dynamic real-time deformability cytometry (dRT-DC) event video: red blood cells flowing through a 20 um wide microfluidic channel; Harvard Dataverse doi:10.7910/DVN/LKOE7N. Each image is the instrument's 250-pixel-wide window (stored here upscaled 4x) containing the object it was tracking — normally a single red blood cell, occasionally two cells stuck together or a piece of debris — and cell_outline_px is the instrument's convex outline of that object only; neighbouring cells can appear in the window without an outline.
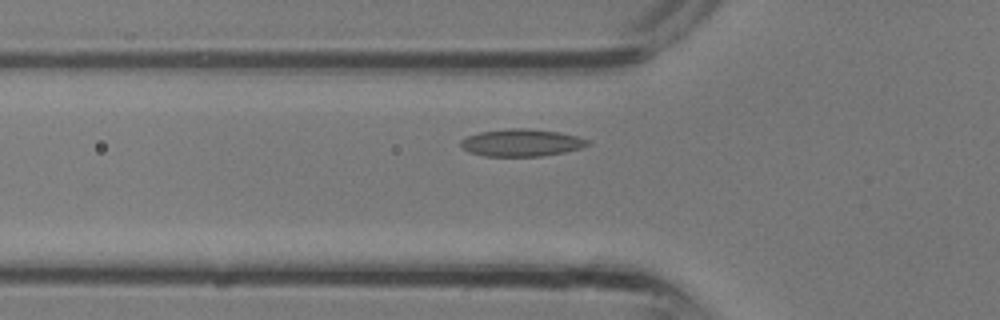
{"species": "common noctule bat (a hibernating species)", "species_latin": "Nyctalus noctula", "temperature_condition": "room temperature", "stored_images_in_passage": 26, "camera_frame_rate_fps": 3000, "um_per_image_px": 0.085, "animal": {"sex": "male", "body_mass_g": 13.3}, "frame": {"image": 1, "passage_image": 6, "time_ms": 1.667, "image_size_px": [1000, 320], "cell_outline_px": [[592, 144], [580, 148], [564, 152], [540, 156], [484, 156], [468, 152], [460, 144], [460, 140], [468, 136], [480, 132], [508, 128], [528, 128], [556, 132], [576, 136], [588, 140]], "centroid_in_image_um": [44.31, 12.13], "position_along_channel_um": 81.5, "area_um2": 20.06}}
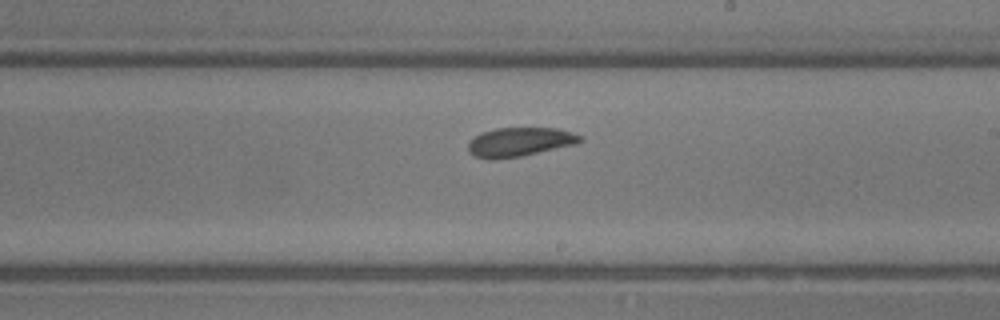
{"frame": {"image": 2, "passage_image": 14, "time_ms": 4.333, "image_size_px": [1000, 320], "cell_outline_px": [[584, 140], [576, 144], [520, 156], [496, 160], [488, 160], [472, 156], [468, 152], [468, 144], [480, 132], [496, 128], [560, 128], [584, 136]], "centroid_in_image_um": [44.17, 12.07], "position_along_channel_um": 244.8, "area_um2": 19.19}}
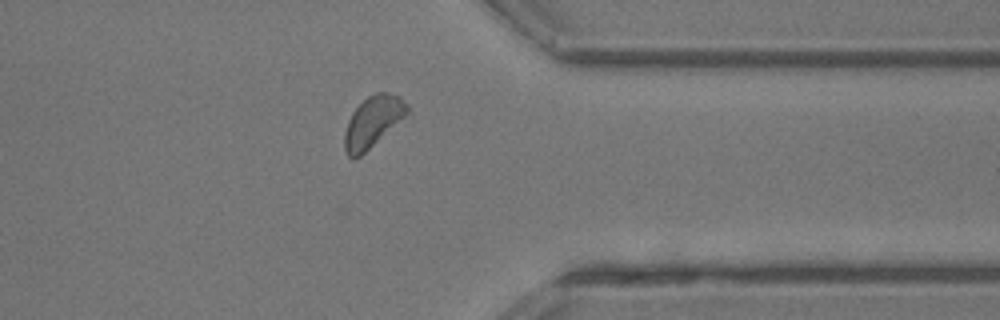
{"frame": {"image": 3, "passage_image": 21, "time_ms": 6.667, "image_size_px": [1000, 320], "cell_outline_px": [[408, 112], [404, 116], [360, 156], [348, 156], [344, 148], [344, 132], [348, 120], [352, 112], [368, 96], [376, 92], [388, 92], [400, 96], [408, 104]], "centroid_in_image_um": [31.67, 10.3], "position_along_channel_um": 379.7, "area_um2": 18.09}}